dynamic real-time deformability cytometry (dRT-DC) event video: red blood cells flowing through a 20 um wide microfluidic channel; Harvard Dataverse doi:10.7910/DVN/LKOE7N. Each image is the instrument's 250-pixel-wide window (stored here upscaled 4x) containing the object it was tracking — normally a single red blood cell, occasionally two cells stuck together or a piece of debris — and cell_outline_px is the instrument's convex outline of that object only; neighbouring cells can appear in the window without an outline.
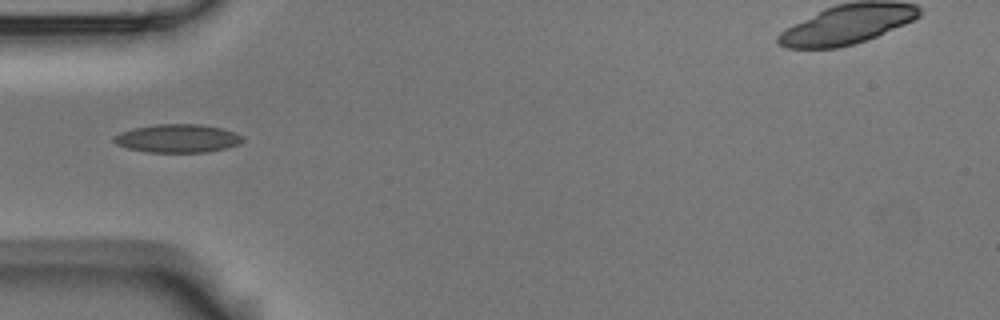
{"species": "Egyptian fruit bat (a non-hibernating species)", "species_latin": "Rousettus aegyptiacus", "temperature_condition": "room temperature", "stored_images_in_passage": 9, "camera_frame_rate_fps": 3000, "um_per_image_px": 0.085, "animal": {"sex": "male"}, "frame": {"image": 1, "passage_image": 4, "time_ms": 1.0, "image_size_px": [1000, 320], "cell_outline_px": [[244, 140], [240, 144], [224, 148], [204, 152], [144, 152], [128, 148], [116, 144], [112, 140], [112, 136], [120, 132], [132, 128], [156, 124], [200, 124], [220, 128], [236, 132], [244, 136]], "centroid_in_image_um": [15.07, 11.76], "position_along_channel_um": 69.9, "area_um2": 21.39}}
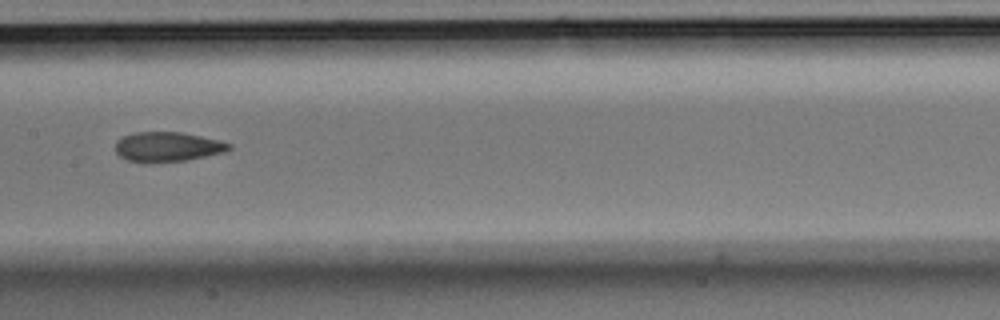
{"frame": {"image": 2, "passage_image": 7, "time_ms": 2.0, "image_size_px": [1000, 320], "cell_outline_px": [[232, 148], [224, 152], [188, 160], [144, 164], [128, 160], [120, 156], [116, 152], [116, 140], [124, 136], [136, 132], [180, 132], [220, 140], [232, 144]], "centroid_in_image_um": [14.24, 12.49], "position_along_channel_um": 193.2, "area_um2": 19.88}}
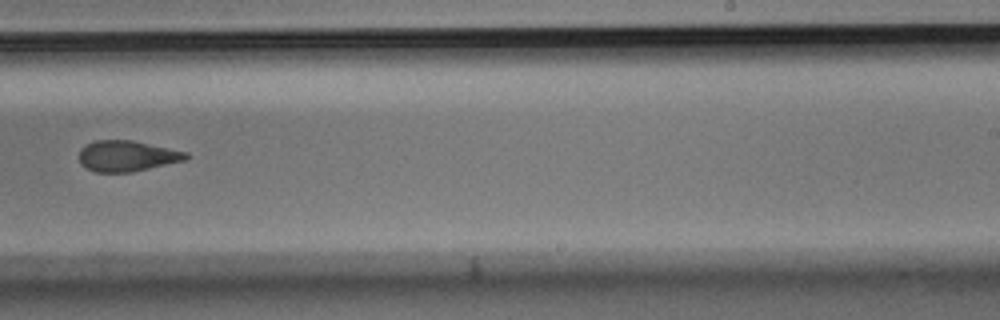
{"frame": {"image": 3, "passage_image": 9, "time_ms": 2.667, "image_size_px": [1000, 320], "cell_outline_px": [[188, 156], [184, 160], [132, 172], [96, 172], [80, 164], [80, 148], [96, 140], [132, 140], [188, 152]], "centroid_in_image_um": [10.78, 13.25], "position_along_channel_um": 278.2, "area_um2": 18.96}}